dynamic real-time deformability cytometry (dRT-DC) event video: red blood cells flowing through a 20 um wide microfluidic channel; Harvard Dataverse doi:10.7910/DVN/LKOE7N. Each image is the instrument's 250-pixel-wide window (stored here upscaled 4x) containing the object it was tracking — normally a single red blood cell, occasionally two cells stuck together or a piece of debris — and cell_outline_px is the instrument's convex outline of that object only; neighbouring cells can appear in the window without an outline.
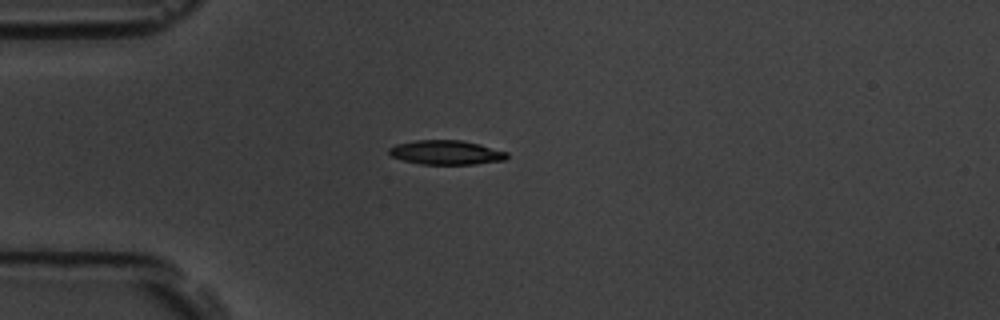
{"species": "common noctule bat (a hibernating species)", "species_latin": "Nyctalus noctula", "temperature_condition": "room temperature", "stored_images_in_passage": 9, "camera_frame_rate_fps": 3000, "um_per_image_px": 0.085, "animal": {"sex": "male", "body_mass_g": 19.5, "forearm_length_mm": 54.6}, "frame": {"image": 1, "passage_image": 3, "time_ms": 2.333, "image_size_px": [1000, 320], "cell_outline_px": [[508, 156], [504, 160], [476, 164], [420, 164], [404, 160], [392, 156], [388, 152], [388, 148], [396, 144], [416, 140], [460, 140], [480, 144], [508, 152]], "centroid_in_image_um": [37.93, 12.95], "position_along_channel_um": 47.1, "area_um2": 16.65}}
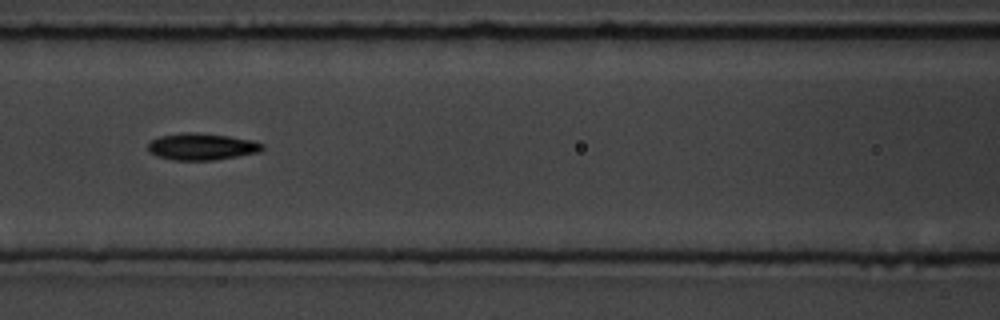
{"frame": {"image": 2, "passage_image": 6, "time_ms": 5.667, "image_size_px": [1000, 320], "cell_outline_px": [[264, 148], [260, 152], [216, 160], [172, 160], [156, 156], [148, 152], [148, 144], [152, 140], [160, 136], [180, 132], [196, 132], [228, 136], [252, 140], [264, 144]], "centroid_in_image_um": [17.14, 12.46], "position_along_channel_um": 149.5, "area_um2": 18.03}}
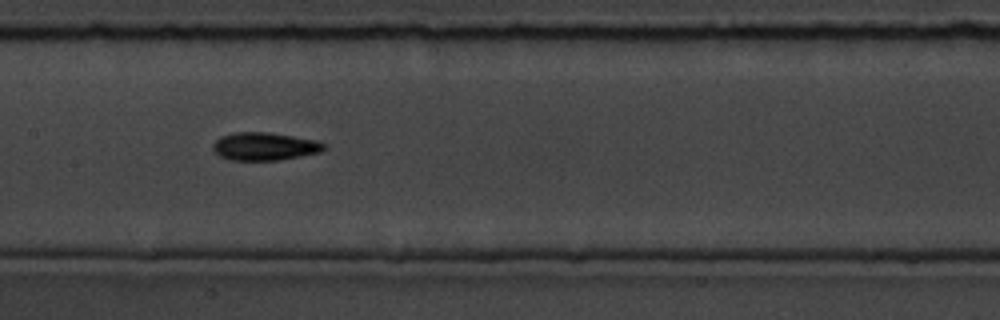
{"frame": {"image": 3, "passage_image": 7, "time_ms": 6.667, "image_size_px": [1000, 320], "cell_outline_px": [[324, 148], [320, 152], [280, 160], [228, 160], [220, 156], [212, 148], [212, 144], [220, 136], [236, 132], [268, 132], [316, 140], [324, 144]], "centroid_in_image_um": [22.44, 12.44], "position_along_channel_um": 185.0, "area_um2": 17.98}}